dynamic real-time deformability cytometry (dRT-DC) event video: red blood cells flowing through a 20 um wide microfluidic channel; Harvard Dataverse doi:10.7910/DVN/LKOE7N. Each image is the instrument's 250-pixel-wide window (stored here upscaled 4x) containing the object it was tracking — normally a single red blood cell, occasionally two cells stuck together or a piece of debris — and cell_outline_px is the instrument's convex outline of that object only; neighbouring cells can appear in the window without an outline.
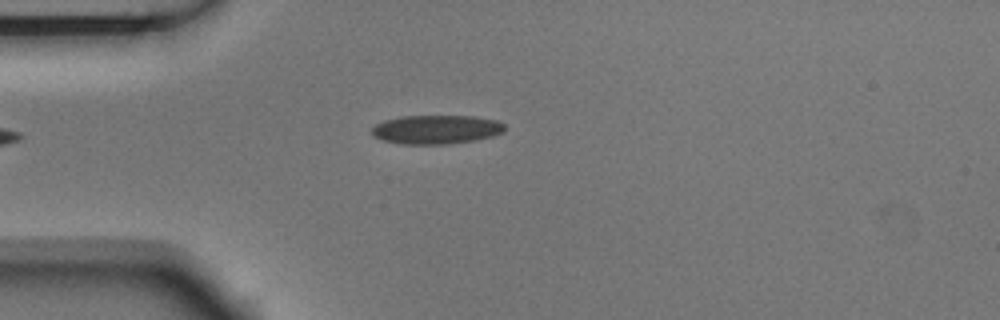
{"species": "Egyptian fruit bat (a non-hibernating species)", "species_latin": "Rousettus aegyptiacus", "temperature_condition": "room temperature", "stored_images_in_passage": 4, "camera_frame_rate_fps": 3000, "um_per_image_px": 0.085, "animal": {"sex": "male"}, "frame": {"image": 1, "passage_image": 4, "time_ms": 1.0, "image_size_px": [1000, 320], "cell_outline_px": [[504, 132], [492, 136], [476, 140], [448, 144], [400, 144], [384, 140], [372, 136], [372, 128], [376, 124], [384, 120], [400, 116], [476, 116], [496, 120], [504, 124]], "centroid_in_image_um": [37.08, 11.0], "position_along_channel_um": 47.9, "area_um2": 22.48}}